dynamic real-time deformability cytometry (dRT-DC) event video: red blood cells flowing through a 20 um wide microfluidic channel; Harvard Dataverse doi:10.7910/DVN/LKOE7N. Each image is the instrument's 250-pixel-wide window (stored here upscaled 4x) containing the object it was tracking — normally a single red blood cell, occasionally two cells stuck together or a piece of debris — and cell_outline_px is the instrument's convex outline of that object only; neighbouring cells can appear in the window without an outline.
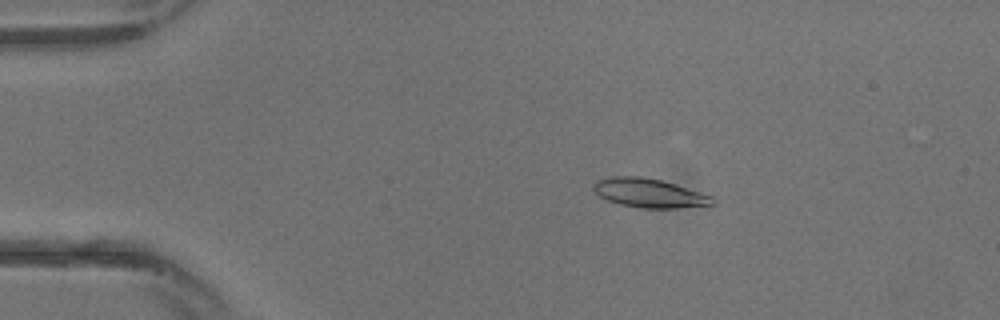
{"species": "common noctule bat (a hibernating species)", "species_latin": "Nyctalus noctula", "temperature_condition": "warm", "stored_images_in_passage": 30, "camera_frame_rate_fps": 3000, "um_per_image_px": 0.085, "animal": {"sex": "male", "body_mass_g": 13.3}, "frame": {"image": 1, "passage_image": 6, "time_ms": 1.667, "image_size_px": [1000, 320], "cell_outline_px": [[716, 204], [676, 208], [644, 208], [620, 204], [608, 200], [600, 196], [592, 188], [592, 184], [596, 180], [612, 176], [640, 176], [660, 180], [676, 184], [712, 196], [716, 200]], "centroid_in_image_um": [55.18, 16.4], "position_along_channel_um": 29.8, "area_um2": 20.06}}
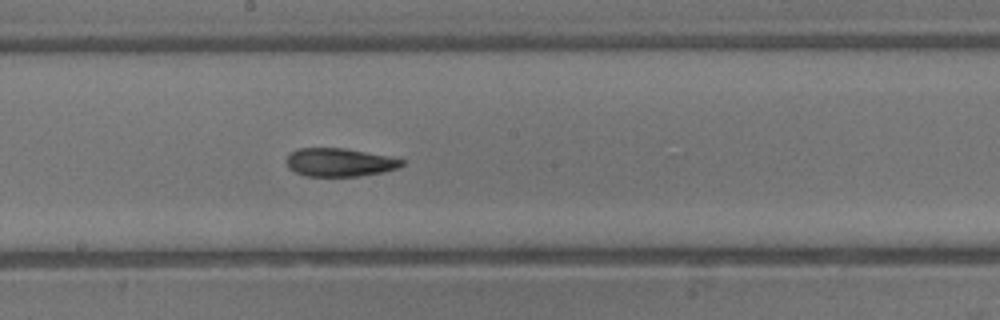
{"frame": {"image": 2, "passage_image": 17, "time_ms": 5.333, "image_size_px": [1000, 320], "cell_outline_px": [[404, 164], [396, 168], [384, 172], [356, 176], [304, 176], [288, 168], [284, 160], [288, 152], [296, 148], [344, 148], [388, 156], [404, 160]], "centroid_in_image_um": [28.78, 13.79], "position_along_channel_um": 219.4, "area_um2": 19.19}}
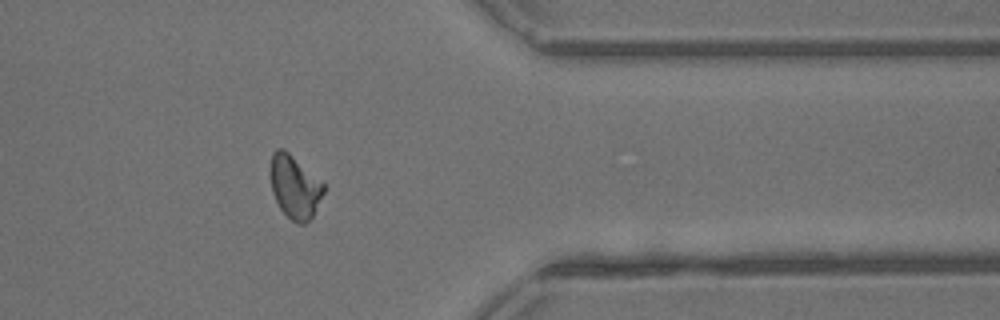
{"frame": {"image": 3, "passage_image": 25, "time_ms": 8.0, "image_size_px": [1000, 320], "cell_outline_px": [[324, 192], [312, 216], [304, 224], [296, 224], [280, 208], [272, 192], [272, 152], [276, 148], [284, 148], [324, 184]], "centroid_in_image_um": [25.06, 15.89], "position_along_channel_um": 386.3, "area_um2": 19.02}}